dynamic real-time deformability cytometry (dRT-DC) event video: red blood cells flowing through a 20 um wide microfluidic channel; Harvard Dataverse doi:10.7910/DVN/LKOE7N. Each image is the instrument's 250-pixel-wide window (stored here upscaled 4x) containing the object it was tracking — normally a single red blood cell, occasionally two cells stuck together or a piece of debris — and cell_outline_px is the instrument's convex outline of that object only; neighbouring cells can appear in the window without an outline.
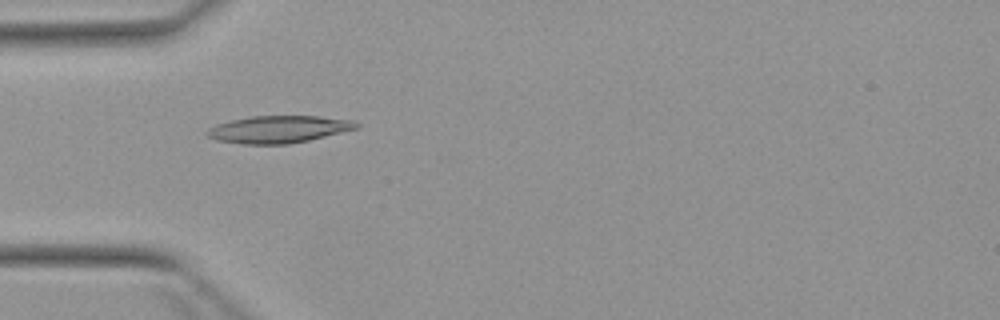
{"species": "Egyptian fruit bat (a non-hibernating species)", "species_latin": "Rousettus aegyptiacus", "temperature_condition": "warm", "stored_images_in_passage": 5, "camera_frame_rate_fps": 3000, "um_per_image_px": 0.085, "animal": {"sex": "female"}, "frame": {"image": 1, "passage_image": 4, "time_ms": 4.667, "image_size_px": [1000, 320], "cell_outline_px": [[360, 128], [308, 140], [288, 144], [240, 144], [216, 140], [208, 136], [204, 132], [208, 128], [216, 124], [232, 120], [252, 116], [320, 116], [352, 120], [360, 124]], "centroid_in_image_um": [23.68, 10.99], "position_along_channel_um": 61.3, "area_um2": 23.76}}
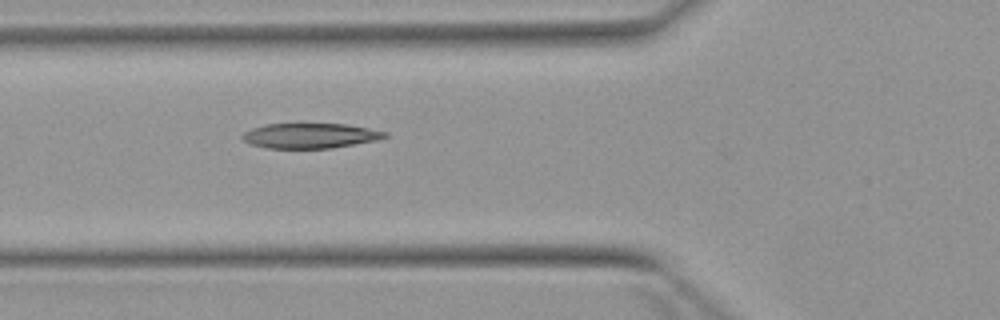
{"frame": {"image": 2, "passage_image": 5, "time_ms": 5.667, "image_size_px": [1000, 320], "cell_outline_px": [[388, 136], [380, 140], [332, 148], [264, 148], [248, 144], [240, 136], [244, 132], [252, 128], [264, 124], [296, 120], [348, 124], [388, 132]], "centroid_in_image_um": [26.33, 11.48], "position_along_channel_um": 99.5, "area_um2": 22.25}}